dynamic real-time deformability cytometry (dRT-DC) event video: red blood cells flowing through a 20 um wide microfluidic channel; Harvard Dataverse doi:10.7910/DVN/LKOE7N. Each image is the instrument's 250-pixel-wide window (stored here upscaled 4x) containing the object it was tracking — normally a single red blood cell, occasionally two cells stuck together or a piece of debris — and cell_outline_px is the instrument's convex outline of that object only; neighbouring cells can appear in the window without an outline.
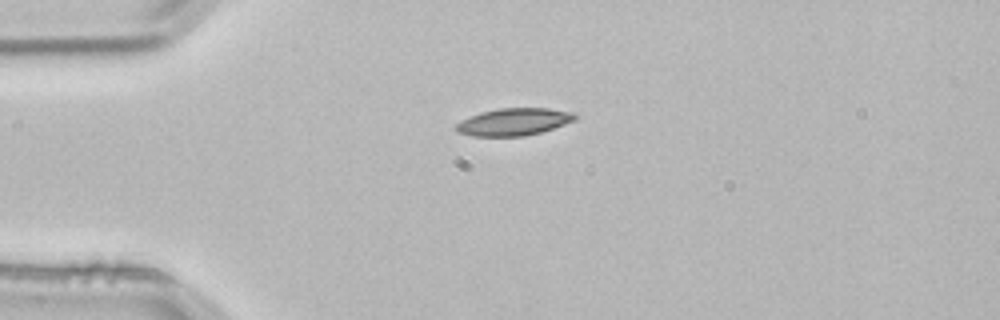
{"species": "common noctule bat (a hibernating species)", "species_latin": "Nyctalus noctula", "temperature_condition": "room temperature", "stored_images_in_passage": 1, "camera_frame_rate_fps": 3000, "um_per_image_px": 0.085, "animal": {"sex": "male", "body_mass_g": 21.5, "forearm_length_mm": 52.0}, "frame": {"image": 1, "passage_image": 1, "time_ms": 0.0, "image_size_px": [1000, 320], "cell_outline_px": [[576, 120], [540, 132], [524, 136], [472, 136], [456, 132], [456, 124], [460, 120], [480, 112], [500, 108], [548, 108], [576, 112]], "centroid_in_image_um": [43.66, 10.35], "position_along_channel_um": 41.3, "area_um2": 18.96}}